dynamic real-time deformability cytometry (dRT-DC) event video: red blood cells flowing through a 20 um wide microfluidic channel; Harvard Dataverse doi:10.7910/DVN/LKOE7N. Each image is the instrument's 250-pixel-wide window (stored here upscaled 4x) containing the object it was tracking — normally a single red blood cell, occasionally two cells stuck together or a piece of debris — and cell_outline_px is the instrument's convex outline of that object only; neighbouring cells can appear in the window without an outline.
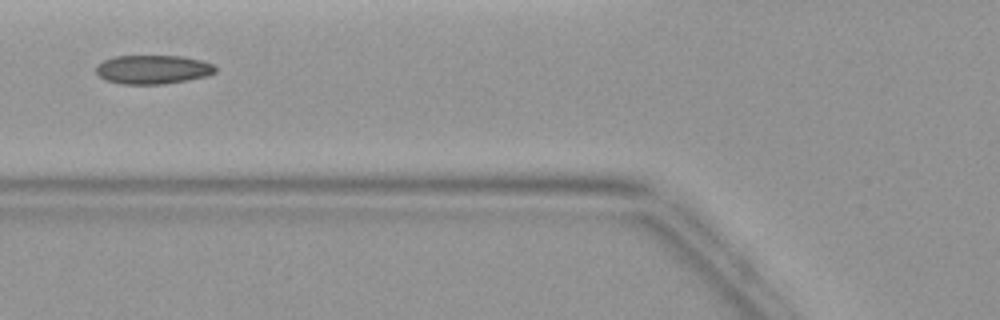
{"species": "common noctule bat (a hibernating species)", "species_latin": "Nyctalus noctula", "temperature_condition": "warm", "stored_images_in_passage": 4, "camera_frame_rate_fps": 3000, "um_per_image_px": 0.085, "animal": {"sex": "female", "body_mass_g": 19.9}, "frame": {"image": 1, "passage_image": 4, "time_ms": 4.333, "image_size_px": [1000, 320], "cell_outline_px": [[216, 72], [208, 76], [188, 80], [160, 84], [124, 84], [104, 80], [96, 72], [96, 64], [104, 60], [116, 56], [180, 56], [204, 60], [212, 64], [216, 68]], "centroid_in_image_um": [13.0, 5.9], "position_along_channel_um": 112.8, "area_um2": 20.17}}